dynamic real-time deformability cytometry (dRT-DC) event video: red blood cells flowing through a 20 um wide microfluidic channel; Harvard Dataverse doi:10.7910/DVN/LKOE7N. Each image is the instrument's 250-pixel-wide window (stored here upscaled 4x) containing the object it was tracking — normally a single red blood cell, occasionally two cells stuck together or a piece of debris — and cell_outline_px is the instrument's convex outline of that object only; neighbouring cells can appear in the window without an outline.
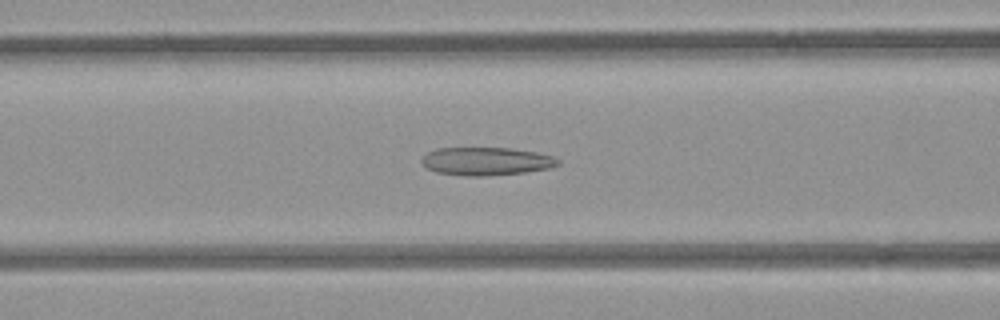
{"species": "common noctule bat (a hibernating species)", "species_latin": "Nyctalus noctula", "temperature_condition": "room temperature", "stored_images_in_passage": 52, "camera_frame_rate_fps": 3000, "um_per_image_px": 0.085, "animal": {"sex": "female", "body_mass_g": 21.9}, "frame": {"image": 1, "passage_image": 20, "time_ms": 6.333, "image_size_px": [1000, 320], "cell_outline_px": [[560, 164], [552, 168], [524, 172], [488, 176], [464, 176], [436, 172], [428, 168], [420, 160], [428, 152], [436, 148], [508, 148], [536, 152], [552, 156], [560, 160]], "centroid_in_image_um": [41.35, 13.71], "position_along_channel_um": 125.3, "area_um2": 22.31}}
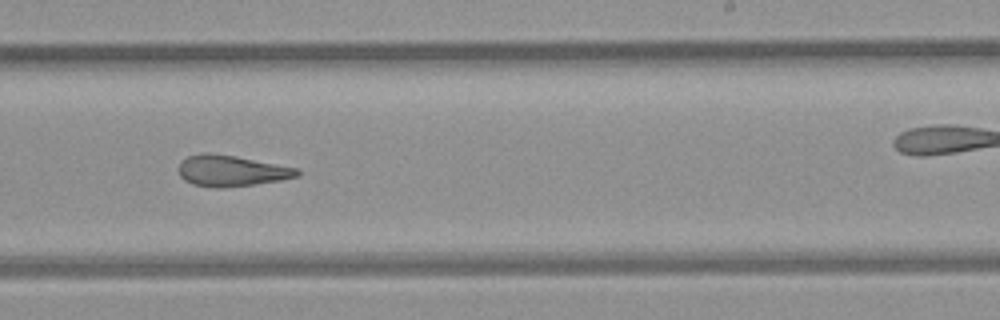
{"frame": {"image": 2, "passage_image": 31, "time_ms": 10.0, "image_size_px": [1000, 320], "cell_outline_px": [[300, 176], [280, 180], [256, 184], [224, 188], [216, 188], [192, 184], [184, 180], [180, 176], [180, 160], [188, 156], [204, 152], [208, 152], [236, 156], [300, 168]], "centroid_in_image_um": [19.69, 14.51], "position_along_channel_um": 269.3, "area_um2": 21.68}}
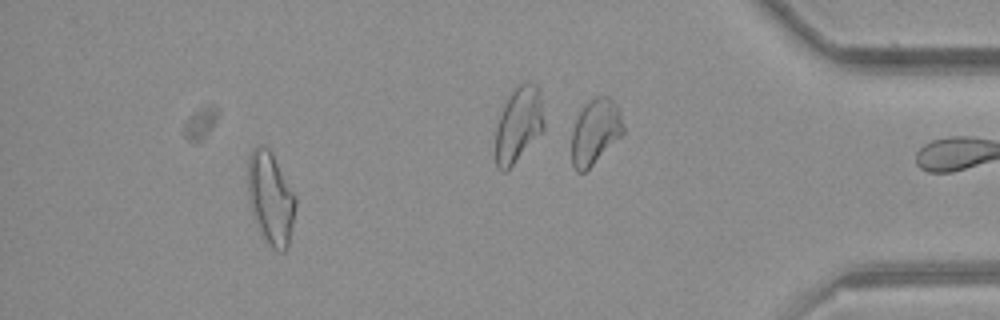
{"frame": {"image": 3, "passage_image": 47, "time_ms": 15.333, "image_size_px": [1000, 320], "cell_outline_px": [[296, 204], [288, 248], [284, 252], [280, 252], [272, 248], [268, 244], [252, 212], [248, 200], [248, 156], [252, 148], [256, 144], [264, 144], [268, 148], [296, 196]], "centroid_in_image_um": [22.99, 16.82], "position_along_channel_um": 412.2, "area_um2": 25.49}, "authors_computed_cell_mechanics": {"area_um2": 23.6691, "velocity_mm_per_s": 3.9328, "shape_relaxation_time_tau1_ms": null, "shape_relaxation_time_tau2_ms": 3.526, "deformation_change_tau1": null, "deformation_change_tau2": 0.1416}}